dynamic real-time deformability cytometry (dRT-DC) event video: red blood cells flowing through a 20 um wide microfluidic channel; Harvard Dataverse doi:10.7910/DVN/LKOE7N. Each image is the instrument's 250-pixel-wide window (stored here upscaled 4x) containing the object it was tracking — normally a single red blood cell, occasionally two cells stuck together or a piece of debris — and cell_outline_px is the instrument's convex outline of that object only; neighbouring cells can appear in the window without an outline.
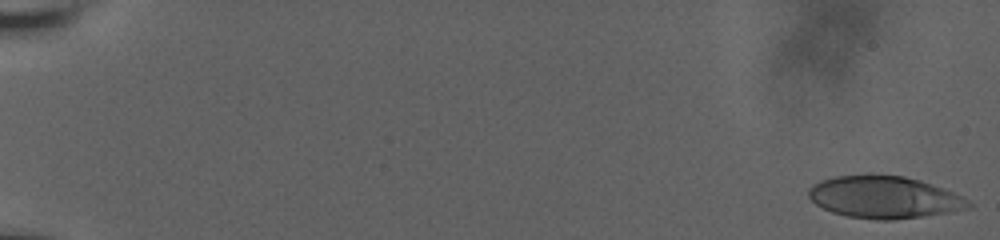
{"species": "human", "species_latin": "Homo sapiens", "temperature_condition": "room temperature", "stored_images_in_passage": 60, "camera_frame_rate_fps": 3000, "um_per_image_px": 0.085, "donor": {"sex": "male"}, "frame": {"image": 1, "passage_image": 1, "time_ms": 0.0, "image_size_px": [1000, 240], "cell_outline_px": [[972, 208], [924, 216], [892, 220], [876, 220], [848, 216], [832, 212], [816, 204], [808, 196], [808, 188], [812, 184], [820, 180], [836, 176], [868, 172], [872, 172], [904, 176], [920, 180], [944, 188], [968, 200], [972, 204]], "centroid_in_image_um": [75.13, 16.73], "position_along_channel_um": 9.9, "area_um2": 39.94}}
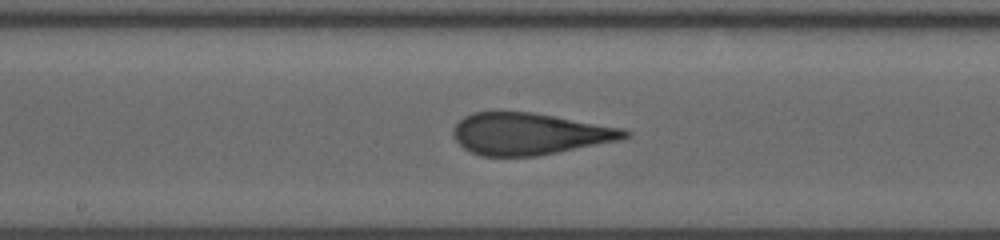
{"frame": {"image": 2, "passage_image": 34, "time_ms": 11.0, "image_size_px": [1000, 240], "cell_outline_px": [[632, 132], [624, 140], [536, 156], [480, 156], [464, 148], [452, 136], [452, 128], [464, 116], [472, 112], [532, 112], [624, 128]], "centroid_in_image_um": [45.03, 11.38], "position_along_channel_um": 203.2, "area_um2": 41.96}}
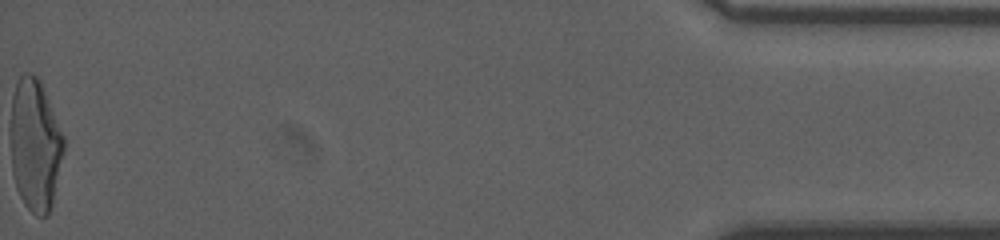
{"frame": {"image": 3, "passage_image": 60, "time_ms": 19.667, "image_size_px": [1000, 240], "cell_outline_px": [[64, 152], [52, 204], [48, 216], [36, 216], [24, 204], [16, 188], [12, 172], [12, 96], [16, 80], [24, 72], [32, 72], [40, 80], [64, 136]], "centroid_in_image_um": [3.0, 12.32], "position_along_channel_um": 432.2, "area_um2": 40.75}, "authors_computed_cell_mechanics": {"area_um2": 41.2692, "velocity_mm_per_s": 3.6524, "shape_relaxation_time_tau1_ms": 11.3068, "shape_relaxation_time_tau2_ms": 1.1883, "deformation_change_tau1": 0.3184, "deformation_change_tau2": 0.1156}}